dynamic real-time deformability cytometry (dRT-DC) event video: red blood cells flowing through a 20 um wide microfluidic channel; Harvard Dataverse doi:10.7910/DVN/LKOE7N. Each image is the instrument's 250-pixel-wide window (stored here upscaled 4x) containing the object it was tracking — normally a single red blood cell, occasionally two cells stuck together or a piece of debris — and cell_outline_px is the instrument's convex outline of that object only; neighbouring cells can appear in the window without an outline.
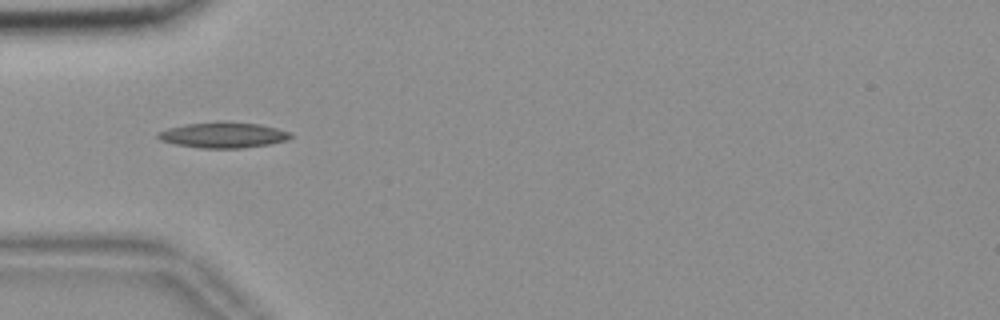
{"species": "common noctule bat (a hibernating species)", "species_latin": "Nyctalus noctula", "temperature_condition": "room temperature", "stored_images_in_passage": 39, "camera_frame_rate_fps": 3000, "um_per_image_px": 0.085, "animal": {"sex": "female", "body_mass_g": 18.4}, "frame": {"image": 1, "passage_image": 1, "time_ms": 0.0, "image_size_px": [1000, 320], "cell_outline_px": [[292, 136], [288, 140], [268, 144], [240, 148], [200, 148], [176, 144], [160, 140], [156, 136], [156, 132], [168, 128], [184, 124], [216, 120], [224, 120], [260, 124], [292, 132]], "centroid_in_image_um": [18.95, 11.45], "position_along_channel_um": 66.0, "area_um2": 20.23}}
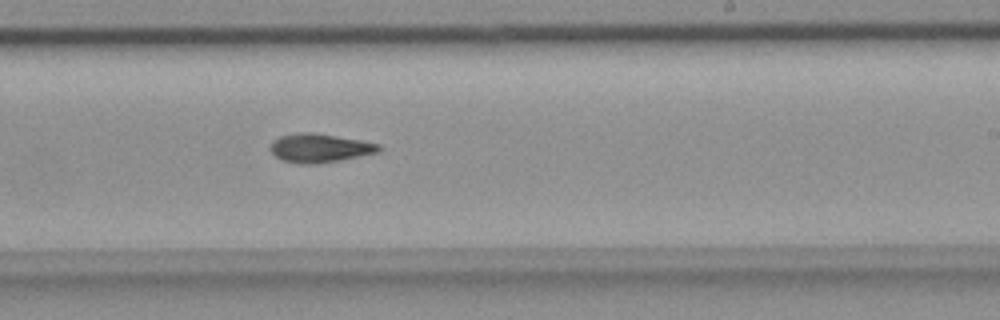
{"frame": {"image": 2, "passage_image": 17, "time_ms": 5.333, "image_size_px": [1000, 320], "cell_outline_px": [[380, 152], [340, 160], [316, 164], [300, 164], [280, 160], [268, 148], [272, 140], [280, 136], [300, 132], [312, 132], [360, 140], [380, 144]], "centroid_in_image_um": [27.13, 12.59], "position_along_channel_um": 261.9, "area_um2": 18.26}}
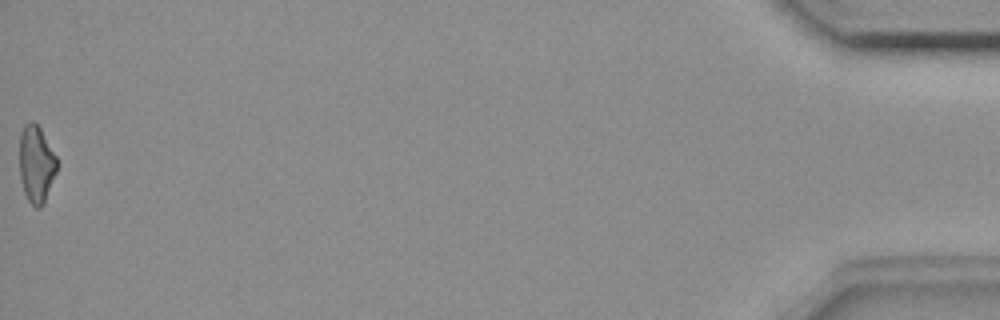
{"frame": {"image": 3, "passage_image": 39, "time_ms": 12.667, "image_size_px": [1000, 320], "cell_outline_px": [[56, 172], [44, 204], [40, 208], [36, 208], [28, 200], [24, 192], [20, 176], [20, 132], [24, 124], [32, 120], [40, 128], [56, 156]], "centroid_in_image_um": [3.07, 13.95], "position_along_channel_um": 432.1, "area_um2": 16.7}, "authors_computed_cell_mechanics": {"area_um2": 17.5712, "velocity_mm_per_s": 3.6889, "shape_relaxation_time_tau1_ms": 11.2173, "shape_relaxation_time_tau2_ms": null, "deformation_change_tau1": 0.2119, "deformation_change_tau2": null}}